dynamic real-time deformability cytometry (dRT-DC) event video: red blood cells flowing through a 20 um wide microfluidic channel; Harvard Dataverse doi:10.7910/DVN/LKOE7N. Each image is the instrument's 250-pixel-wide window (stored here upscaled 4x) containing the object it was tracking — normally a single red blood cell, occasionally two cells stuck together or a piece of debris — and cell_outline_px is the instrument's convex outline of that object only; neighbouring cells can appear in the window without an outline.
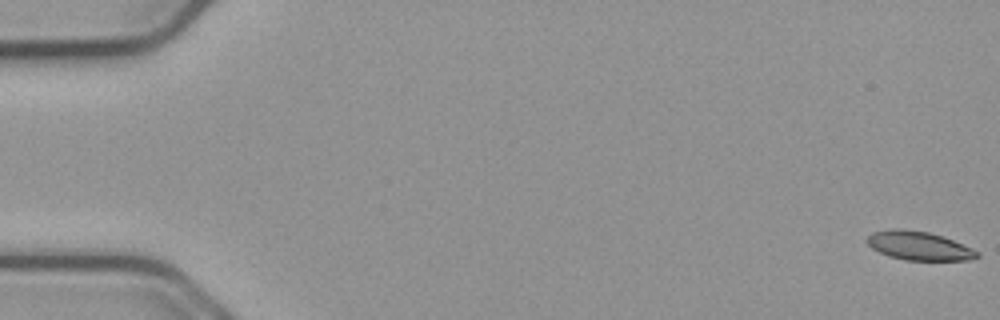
{"species": "common noctule bat (a hibernating species)", "species_latin": "Nyctalus noctula", "temperature_condition": "cold", "stored_images_in_passage": 56, "camera_frame_rate_fps": 3000, "um_per_image_px": 0.085, "animal": {"sex": "male", "body_mass_g": 23.1, "forearm_length_mm": 52.7}, "frame": {"image": 1, "passage_image": 1, "time_ms": 0.0, "image_size_px": [1000, 320], "cell_outline_px": [[980, 256], [968, 260], [904, 260], [888, 256], [872, 248], [864, 240], [872, 232], [900, 228], [928, 232], [952, 240], [972, 248], [980, 252]], "centroid_in_image_um": [78.09, 20.9], "position_along_channel_um": 6.9, "area_um2": 18.32}}
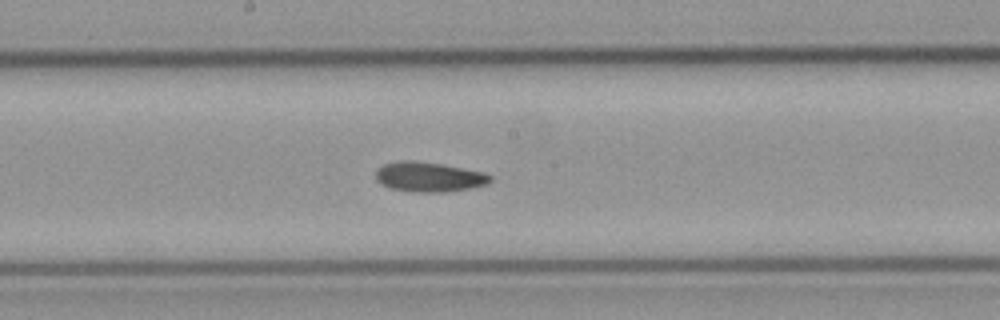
{"frame": {"image": 2, "passage_image": 30, "time_ms": 9.667, "image_size_px": [1000, 320], "cell_outline_px": [[492, 180], [488, 184], [472, 188], [444, 192], [412, 192], [388, 188], [380, 184], [376, 180], [376, 172], [384, 164], [400, 160], [416, 160], [440, 164], [484, 172], [492, 176]], "centroid_in_image_um": [36.46, 15.04], "position_along_channel_um": 211.7, "area_um2": 20.06}}
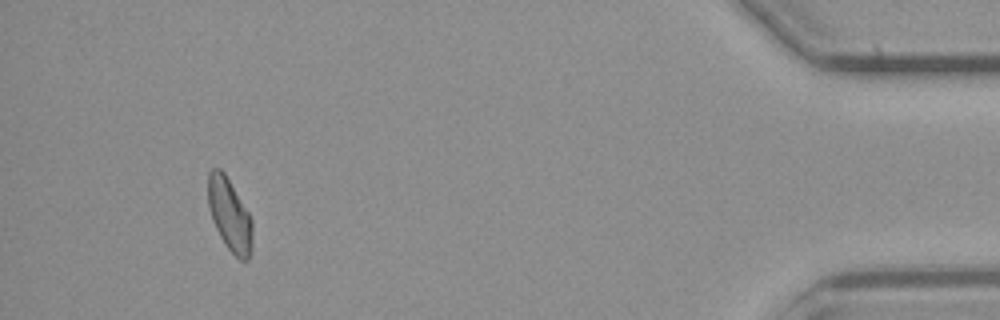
{"frame": {"image": 3, "passage_image": 52, "time_ms": 17.0, "image_size_px": [1000, 320], "cell_outline_px": [[252, 252], [248, 260], [240, 260], [228, 248], [220, 236], [212, 220], [208, 204], [208, 172], [212, 168], [220, 168], [224, 172], [248, 212], [252, 220]], "centroid_in_image_um": [19.52, 18.26], "position_along_channel_um": 415.7, "area_um2": 18.67}, "authors_computed_cell_mechanics": {"area_um2": 18.9295, "velocity_mm_per_s": 3.7504, "shape_relaxation_time_tau1_ms": null, "shape_relaxation_time_tau2_ms": 8.8873, "deformation_change_tau1": null, "deformation_change_tau2": 0.1812}}